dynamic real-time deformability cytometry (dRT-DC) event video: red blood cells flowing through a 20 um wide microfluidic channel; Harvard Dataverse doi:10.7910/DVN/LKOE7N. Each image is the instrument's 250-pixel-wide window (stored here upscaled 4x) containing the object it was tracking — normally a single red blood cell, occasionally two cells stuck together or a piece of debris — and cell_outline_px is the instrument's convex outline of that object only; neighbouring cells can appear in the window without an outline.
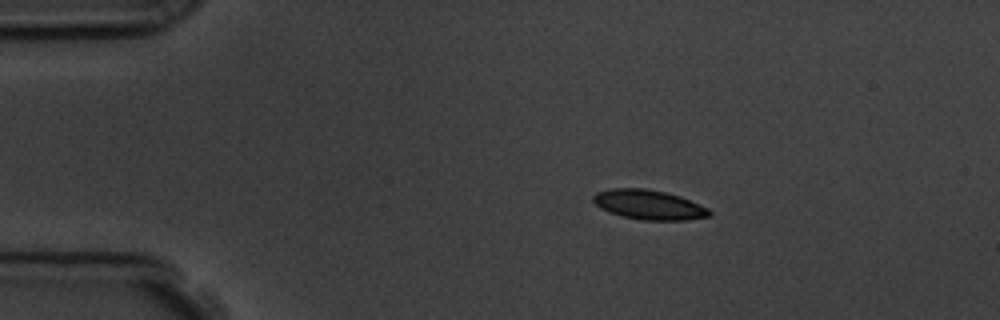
{"species": "common noctule bat (a hibernating species)", "species_latin": "Nyctalus noctula", "temperature_condition": "room temperature", "stored_images_in_passage": 2, "camera_frame_rate_fps": 3000, "um_per_image_px": 0.085, "animal": {"sex": "male", "body_mass_g": 19.5, "forearm_length_mm": 54.6}, "frame": {"image": 1, "passage_image": 1, "time_ms": 0.0, "image_size_px": [1000, 320], "cell_outline_px": [[712, 216], [688, 220], [644, 220], [620, 216], [608, 212], [600, 208], [592, 200], [592, 196], [596, 192], [608, 188], [644, 188], [664, 192], [680, 196], [708, 208], [712, 212]], "centroid_in_image_um": [55.13, 17.4], "position_along_channel_um": 29.9, "area_um2": 20.23}}